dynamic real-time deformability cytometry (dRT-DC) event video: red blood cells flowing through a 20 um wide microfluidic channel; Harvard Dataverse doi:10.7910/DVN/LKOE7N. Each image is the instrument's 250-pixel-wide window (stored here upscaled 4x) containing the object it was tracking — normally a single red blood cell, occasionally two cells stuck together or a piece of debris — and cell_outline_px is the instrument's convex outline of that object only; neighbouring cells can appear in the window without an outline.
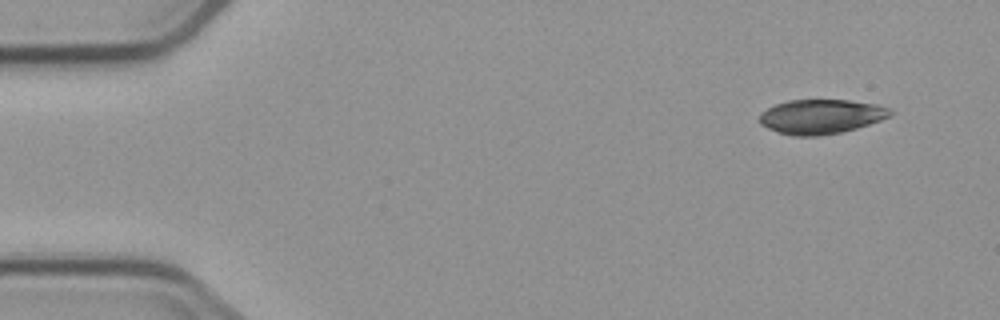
{"species": "common noctule bat (a hibernating species)", "species_latin": "Nyctalus noctula", "temperature_condition": "cold", "stored_images_in_passage": 3, "camera_frame_rate_fps": 3000, "um_per_image_px": 0.085, "animal": {"sex": "male", "body_mass_g": 23.1, "forearm_length_mm": 52.7}, "frame": {"image": 1, "passage_image": 1, "time_ms": 0.0, "image_size_px": [1000, 320], "cell_outline_px": [[892, 116], [856, 128], [840, 132], [816, 136], [796, 136], [780, 132], [768, 128], [760, 124], [760, 112], [776, 104], [788, 100], [848, 100], [876, 104], [888, 108], [892, 112]], "centroid_in_image_um": [69.78, 9.9], "position_along_channel_um": 15.2, "area_um2": 26.01}}
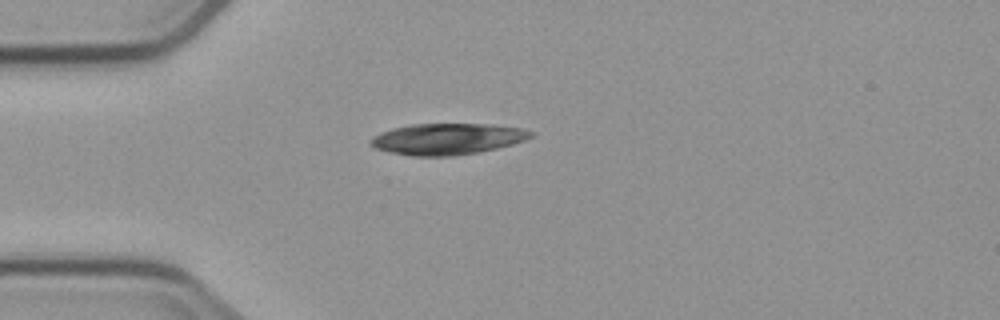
{"frame": {"image": 2, "passage_image": 3, "time_ms": 3.333, "image_size_px": [1000, 320], "cell_outline_px": [[536, 132], [532, 136], [524, 140], [512, 144], [496, 148], [476, 152], [448, 156], [412, 156], [388, 152], [376, 148], [372, 144], [372, 140], [380, 132], [392, 128], [412, 124], [488, 124], [520, 128]], "centroid_in_image_um": [38.03, 11.8], "position_along_channel_um": 47.0, "area_um2": 28.78}}